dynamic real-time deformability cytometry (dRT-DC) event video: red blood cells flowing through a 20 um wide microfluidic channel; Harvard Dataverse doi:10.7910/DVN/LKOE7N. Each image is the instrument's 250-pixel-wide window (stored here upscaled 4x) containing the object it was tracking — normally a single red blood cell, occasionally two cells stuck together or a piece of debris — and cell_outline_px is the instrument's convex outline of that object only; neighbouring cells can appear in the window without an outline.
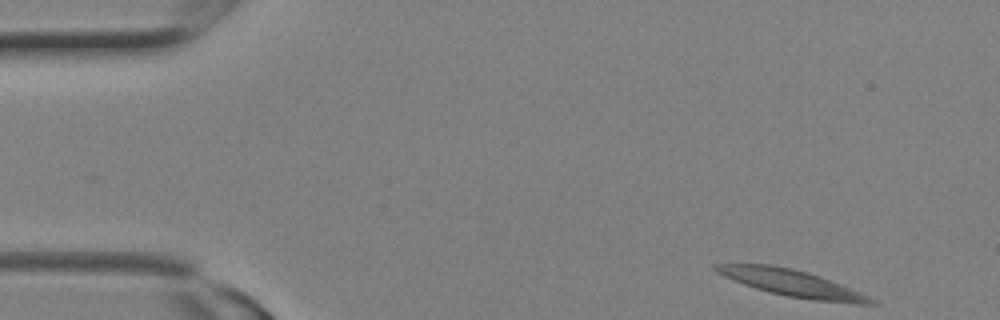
{"species": "Egyptian fruit bat (a non-hibernating species)", "species_latin": "Rousettus aegyptiacus", "temperature_condition": "room temperature", "stored_images_in_passage": 6, "camera_frame_rate_fps": 3000, "um_per_image_px": 0.085, "animal": {"sex": "female"}, "frame": {"image": 1, "passage_image": 1, "time_ms": 0.0, "image_size_px": [1000, 320], "cell_outline_px": [[876, 304], [856, 304], [812, 300], [788, 296], [756, 288], [744, 284], [724, 276], [716, 272], [712, 268], [712, 264], [772, 264], [792, 268], [808, 272], [820, 276], [860, 292], [876, 300]], "centroid_in_image_um": [67.31, 24.05], "position_along_channel_um": 17.7, "area_um2": 23.87}}
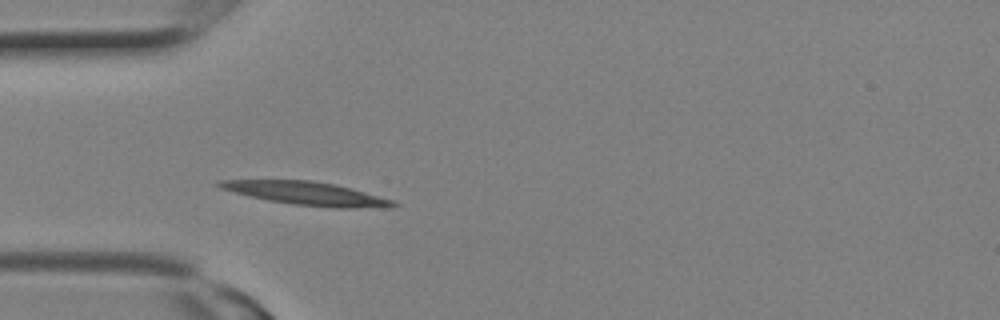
{"frame": {"image": 2, "passage_image": 6, "time_ms": 1.667, "image_size_px": [1000, 320], "cell_outline_px": [[400, 204], [392, 208], [336, 208], [292, 204], [268, 200], [248, 196], [220, 188], [216, 184], [220, 180], [312, 180], [336, 184], [352, 188], [396, 200]], "centroid_in_image_um": [26.19, 16.45], "position_along_channel_um": 58.8, "area_um2": 23.93}}